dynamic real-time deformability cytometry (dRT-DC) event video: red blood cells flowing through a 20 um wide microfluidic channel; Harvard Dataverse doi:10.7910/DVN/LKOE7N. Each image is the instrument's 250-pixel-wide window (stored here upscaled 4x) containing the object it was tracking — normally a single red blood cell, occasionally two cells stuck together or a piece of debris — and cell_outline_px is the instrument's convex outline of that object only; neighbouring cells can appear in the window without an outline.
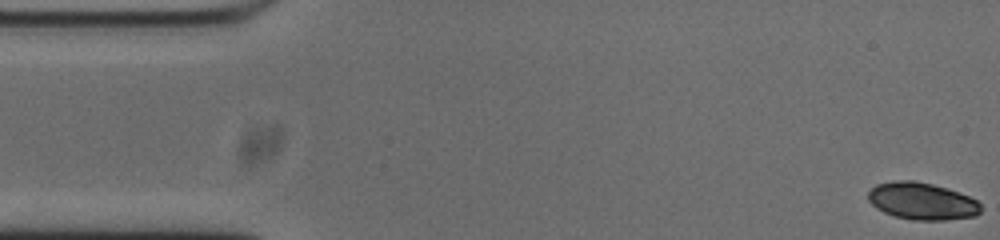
{"species": "common noctule bat (a hibernating species)", "species_latin": "Nyctalus noctula", "temperature_condition": "cold", "stored_images_in_passage": 53, "camera_frame_rate_fps": 3000, "um_per_image_px": 0.085, "animal": {"sex": "male", "body_mass_g": 20.0, "forearm_length_mm": 53.3}, "frame": {"image": 1, "passage_image": 1, "time_ms": 0.0, "image_size_px": [1000, 240], "cell_outline_px": [[980, 212], [976, 216], [944, 220], [912, 220], [896, 216], [884, 212], [876, 208], [868, 200], [868, 192], [876, 184], [892, 180], [912, 180], [932, 184], [960, 192], [976, 200], [980, 204]], "centroid_in_image_um": [78.35, 17.09], "position_along_channel_um": 6.6, "area_um2": 24.39}}